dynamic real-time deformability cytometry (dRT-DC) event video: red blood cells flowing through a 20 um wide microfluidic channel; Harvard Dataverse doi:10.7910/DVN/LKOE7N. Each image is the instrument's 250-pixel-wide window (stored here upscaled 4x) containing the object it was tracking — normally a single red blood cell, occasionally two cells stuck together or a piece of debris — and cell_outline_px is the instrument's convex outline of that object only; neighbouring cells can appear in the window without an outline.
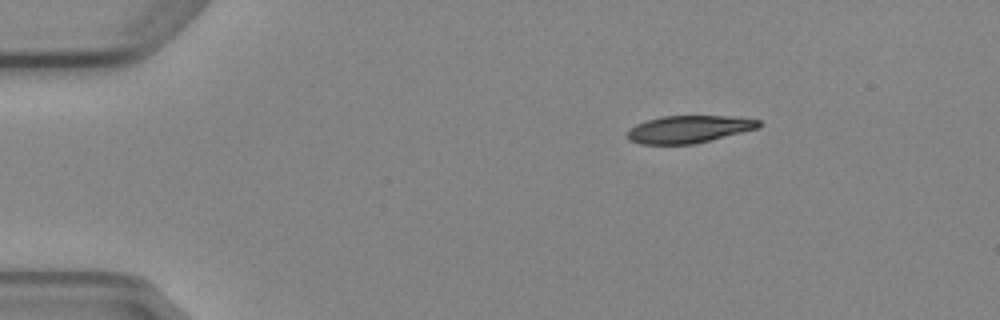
{"species": "Egyptian fruit bat (a non-hibernating species)", "species_latin": "Rousettus aegyptiacus", "temperature_condition": "cold", "stored_images_in_passage": 6, "segment_of_instrument_passage": [2, 2], "camera_frame_rate_fps": 3000, "um_per_image_px": 0.085, "animal": {"sex": "female"}, "frame": {"image": 1, "passage_image": 6, "time_ms": 6.667, "image_size_px": [1000, 320], "cell_outline_px": [[764, 124], [760, 128], [692, 144], [640, 144], [628, 140], [628, 132], [636, 124], [660, 116], [732, 116], [760, 120]], "centroid_in_image_um": [58.6, 10.97], "position_along_channel_um": 26.4, "area_um2": 20.92}}